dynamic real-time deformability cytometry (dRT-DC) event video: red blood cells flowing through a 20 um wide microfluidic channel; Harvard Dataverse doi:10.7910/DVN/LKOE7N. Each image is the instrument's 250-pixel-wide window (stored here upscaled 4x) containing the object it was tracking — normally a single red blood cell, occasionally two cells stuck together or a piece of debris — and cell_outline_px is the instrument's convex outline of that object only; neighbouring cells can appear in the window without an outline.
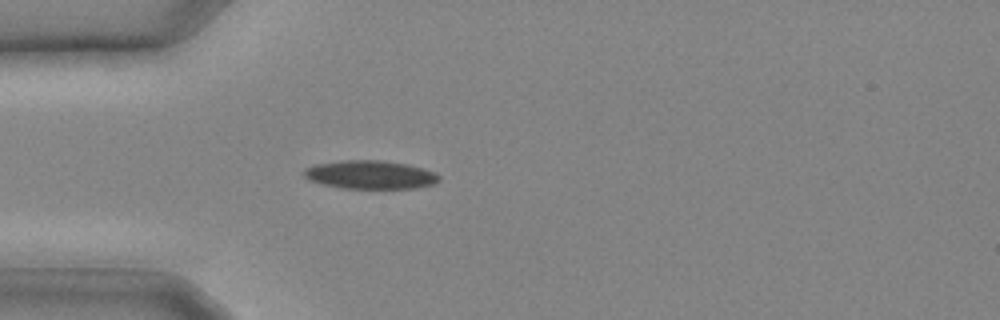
{"species": "common noctule bat (a hibernating species)", "species_latin": "Nyctalus noctula", "temperature_condition": "cold", "stored_images_in_passage": 10, "camera_frame_rate_fps": 3000, "um_per_image_px": 0.085, "animal": {"sex": "male", "body_mass_g": 20.4}, "frame": {"image": 1, "passage_image": 1, "time_ms": 0.0, "image_size_px": [1000, 320], "cell_outline_px": [[440, 180], [436, 184], [416, 188], [340, 188], [308, 180], [304, 176], [304, 168], [316, 164], [340, 160], [380, 160], [408, 164], [436, 172], [440, 176]], "centroid_in_image_um": [31.5, 14.85], "position_along_channel_um": 53.5, "area_um2": 22.54}}
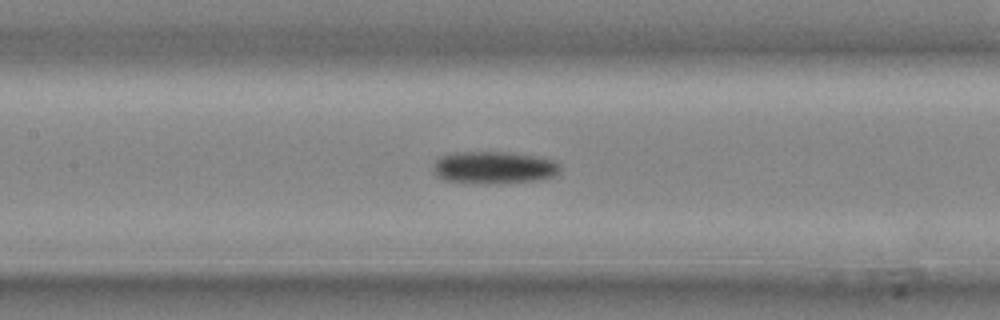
{"frame": {"image": 2, "passage_image": 6, "time_ms": 1.667, "image_size_px": [1000, 320], "cell_outline_px": [[560, 168], [552, 176], [536, 180], [444, 180], [436, 176], [432, 168], [436, 160], [440, 156], [452, 152], [512, 152], [536, 156], [556, 160], [560, 164]], "centroid_in_image_um": [41.97, 14.16], "position_along_channel_um": 165.4, "area_um2": 22.66}}
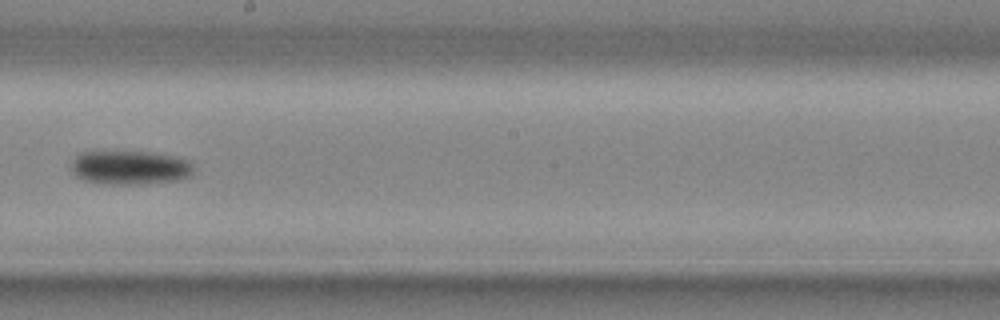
{"frame": {"image": 3, "passage_image": 9, "time_ms": 2.667, "image_size_px": [1000, 320], "cell_outline_px": [[192, 176], [180, 180], [148, 184], [100, 184], [84, 180], [76, 176], [72, 172], [72, 160], [80, 152], [156, 152], [176, 156], [188, 160], [192, 164]], "centroid_in_image_um": [11.08, 14.25], "position_along_channel_um": 237.1, "area_um2": 24.57}}